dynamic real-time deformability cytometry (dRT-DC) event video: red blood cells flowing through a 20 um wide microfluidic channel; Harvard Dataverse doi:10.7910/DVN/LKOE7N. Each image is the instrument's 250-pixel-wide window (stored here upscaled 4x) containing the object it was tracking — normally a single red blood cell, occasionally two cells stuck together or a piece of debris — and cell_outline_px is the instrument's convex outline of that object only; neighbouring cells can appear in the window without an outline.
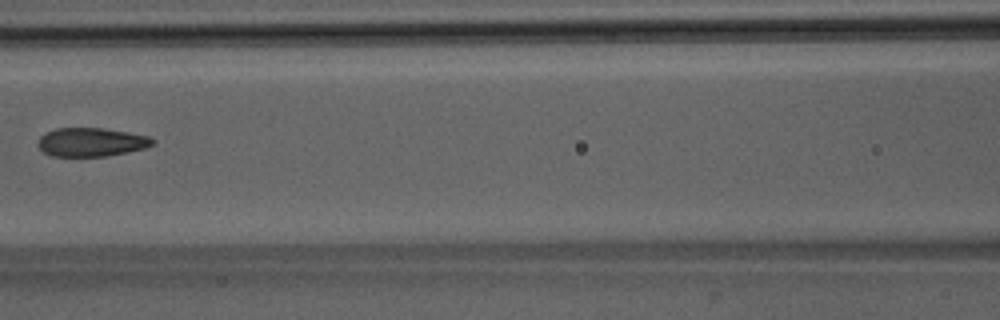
{"species": "Egyptian fruit bat (a non-hibernating species)", "species_latin": "Rousettus aegyptiacus", "temperature_condition": "room temperature", "stored_images_in_passage": 4, "camera_frame_rate_fps": 3000, "um_per_image_px": 0.085, "animal": {"sex": "male"}, "frame": {"image": 1, "passage_image": 3, "time_ms": 2.333, "image_size_px": [1000, 320], "cell_outline_px": [[156, 140], [152, 144], [144, 148], [128, 152], [104, 156], [52, 156], [44, 152], [36, 144], [40, 136], [56, 128], [104, 128], [128, 132], [148, 136]], "centroid_in_image_um": [7.75, 12.07], "position_along_channel_um": 158.9, "area_um2": 19.07}}